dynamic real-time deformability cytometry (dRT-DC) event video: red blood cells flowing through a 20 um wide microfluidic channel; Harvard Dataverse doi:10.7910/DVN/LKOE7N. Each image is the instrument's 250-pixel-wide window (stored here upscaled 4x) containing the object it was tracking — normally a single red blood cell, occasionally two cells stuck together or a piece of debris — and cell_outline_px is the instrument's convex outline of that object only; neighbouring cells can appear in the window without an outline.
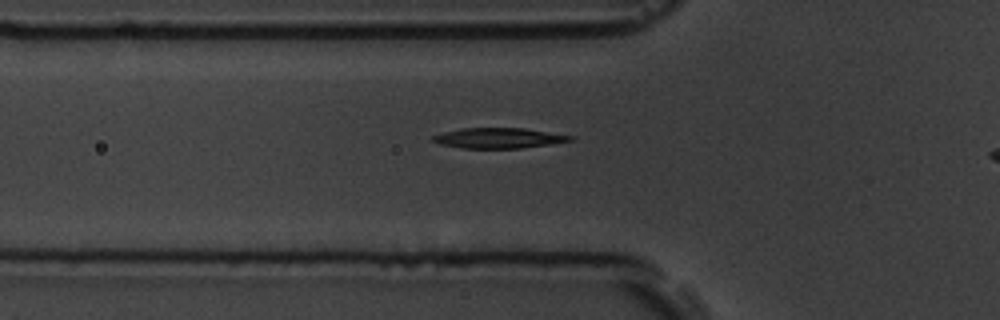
{"species": "common noctule bat (a hibernating species)", "species_latin": "Nyctalus noctula", "temperature_condition": "room temperature", "stored_images_in_passage": 7, "camera_frame_rate_fps": 3000, "um_per_image_px": 0.085, "animal": {"sex": "male", "body_mass_g": 19.5, "forearm_length_mm": 54.6}, "frame": {"image": 1, "passage_image": 7, "time_ms": 7.667, "image_size_px": [1000, 320], "cell_outline_px": [[576, 140], [520, 148], [460, 148], [440, 144], [432, 140], [432, 136], [444, 132], [464, 128], [524, 128], [576, 136]], "centroid_in_image_um": [42.43, 11.73], "position_along_channel_um": 83.4, "area_um2": 16.24}}